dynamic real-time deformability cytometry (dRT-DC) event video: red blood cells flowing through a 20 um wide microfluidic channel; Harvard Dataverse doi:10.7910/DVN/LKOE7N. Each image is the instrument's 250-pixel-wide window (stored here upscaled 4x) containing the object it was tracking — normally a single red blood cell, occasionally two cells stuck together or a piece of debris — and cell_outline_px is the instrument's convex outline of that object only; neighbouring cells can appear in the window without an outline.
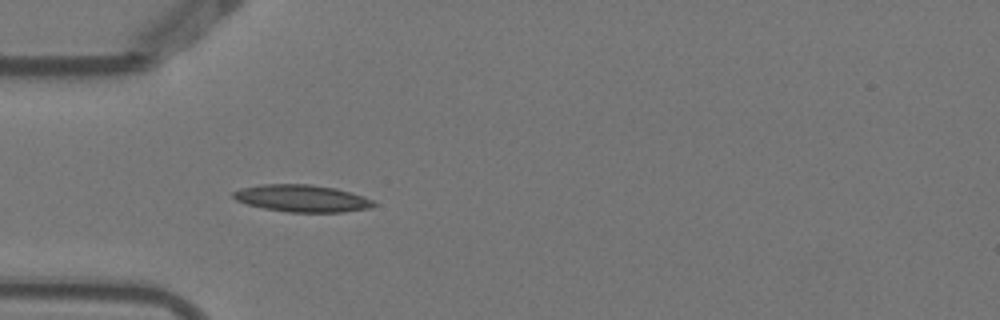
{"species": "Egyptian fruit bat (a non-hibernating species)", "species_latin": "Rousettus aegyptiacus", "temperature_condition": "warm", "stored_images_in_passage": 4, "camera_frame_rate_fps": 3000, "um_per_image_px": 0.085, "animal": {"sex": "female"}, "frame": {"image": 1, "passage_image": 4, "time_ms": 1.0, "image_size_px": [1000, 320], "cell_outline_px": [[376, 204], [372, 208], [344, 212], [288, 212], [264, 208], [248, 204], [236, 200], [232, 196], [232, 192], [240, 188], [260, 184], [312, 184], [336, 188], [364, 196], [372, 200]], "centroid_in_image_um": [25.68, 16.85], "position_along_channel_um": 59.3, "area_um2": 22.31}}